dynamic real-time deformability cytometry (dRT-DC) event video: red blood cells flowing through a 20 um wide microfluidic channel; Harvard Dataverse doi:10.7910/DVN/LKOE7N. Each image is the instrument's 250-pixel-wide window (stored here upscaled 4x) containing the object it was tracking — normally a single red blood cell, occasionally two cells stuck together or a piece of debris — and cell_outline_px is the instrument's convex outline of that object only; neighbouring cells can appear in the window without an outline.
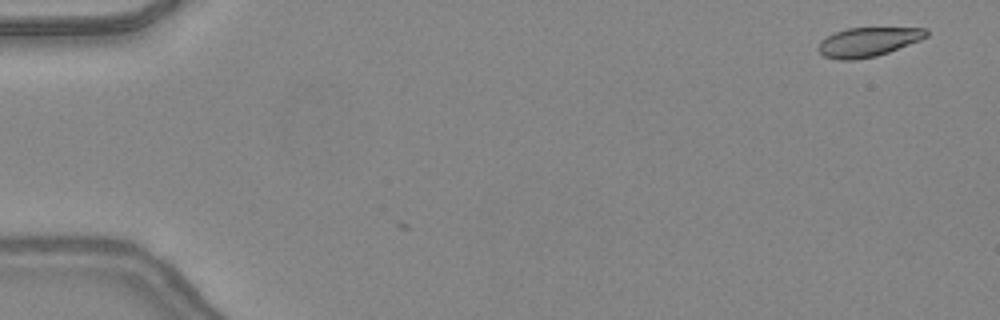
{"species": "common noctule bat (a hibernating species)", "species_latin": "Nyctalus noctula", "temperature_condition": "warm", "stored_images_in_passage": 2, "camera_frame_rate_fps": 3000, "um_per_image_px": 0.085, "animal": {"sex": "female", "body_mass_g": 24.6, "forearm_length_mm": 56.2}, "frame": {"image": 1, "passage_image": 2, "time_ms": 0.333, "image_size_px": [1000, 320], "cell_outline_px": [[928, 36], [920, 40], [888, 52], [876, 56], [852, 60], [840, 60], [824, 56], [816, 48], [820, 40], [836, 32], [848, 28], [928, 28]], "centroid_in_image_um": [73.77, 3.56], "position_along_channel_um": 11.2, "area_um2": 18.26}}